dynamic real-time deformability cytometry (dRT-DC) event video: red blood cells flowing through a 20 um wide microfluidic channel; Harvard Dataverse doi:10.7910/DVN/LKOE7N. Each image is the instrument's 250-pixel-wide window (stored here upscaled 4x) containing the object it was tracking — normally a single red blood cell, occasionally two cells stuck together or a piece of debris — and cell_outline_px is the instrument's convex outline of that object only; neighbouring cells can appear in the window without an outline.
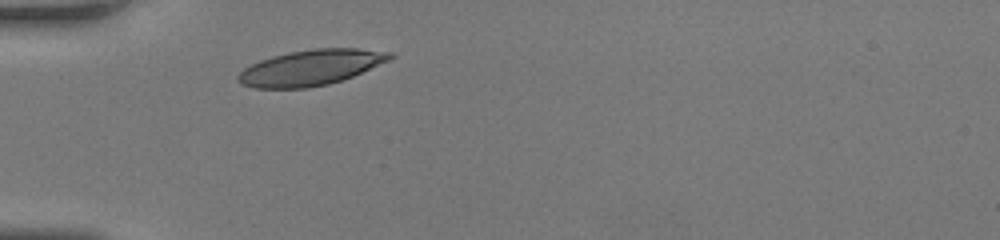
{"species": "human", "species_latin": "Homo sapiens", "temperature_condition": "room temperature", "stored_images_in_passage": 26, "camera_frame_rate_fps": 3000, "um_per_image_px": 0.085, "donor": {"sex": "female"}, "frame": {"image": 1, "passage_image": 1, "time_ms": 0.0, "image_size_px": [1000, 240], "cell_outline_px": [[396, 56], [388, 60], [352, 76], [328, 84], [308, 88], [256, 88], [240, 84], [236, 80], [236, 76], [244, 68], [260, 60], [272, 56], [288, 52], [312, 48], [356, 48], [392, 52]], "centroid_in_image_um": [26.38, 5.74], "position_along_channel_um": 58.6, "area_um2": 31.39}}
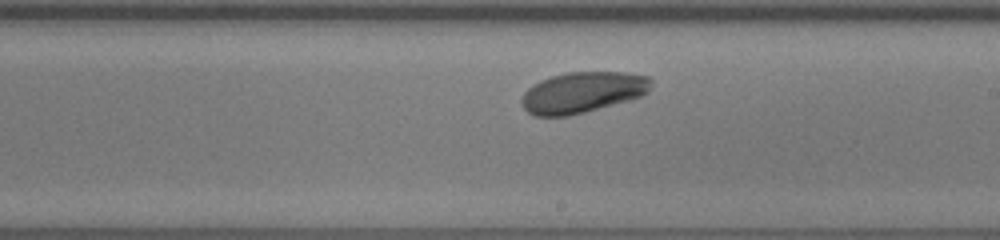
{"frame": {"image": 2, "passage_image": 15, "time_ms": 4.667, "image_size_px": [1000, 240], "cell_outline_px": [[652, 84], [648, 92], [640, 96], [628, 100], [584, 112], [568, 116], [532, 116], [524, 108], [520, 100], [524, 92], [532, 84], [540, 80], [552, 76], [568, 72], [624, 72], [648, 76], [652, 80]], "centroid_in_image_um": [49.49, 7.84], "position_along_channel_um": 239.5, "area_um2": 30.87}}
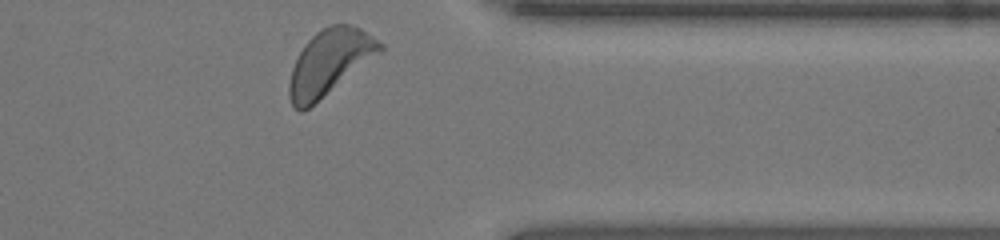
{"frame": {"image": 3, "passage_image": 26, "time_ms": 8.333, "image_size_px": [1000, 240], "cell_outline_px": [[384, 48], [380, 52], [308, 108], [300, 112], [292, 108], [288, 96], [288, 84], [292, 68], [304, 44], [316, 32], [332, 24], [348, 24], [360, 28], [384, 44]], "centroid_in_image_um": [27.97, 5.3], "position_along_channel_um": 383.4, "area_um2": 33.87}, "authors_computed_cell_mechanics": {"area_um2": 31.0675, "velocity_mm_per_s": 4.1071, "shape_relaxation_time_tau1_ms": 1.4023, "shape_relaxation_time_tau2_ms": null, "deformation_change_tau1": 0.1179, "deformation_change_tau2": null}}